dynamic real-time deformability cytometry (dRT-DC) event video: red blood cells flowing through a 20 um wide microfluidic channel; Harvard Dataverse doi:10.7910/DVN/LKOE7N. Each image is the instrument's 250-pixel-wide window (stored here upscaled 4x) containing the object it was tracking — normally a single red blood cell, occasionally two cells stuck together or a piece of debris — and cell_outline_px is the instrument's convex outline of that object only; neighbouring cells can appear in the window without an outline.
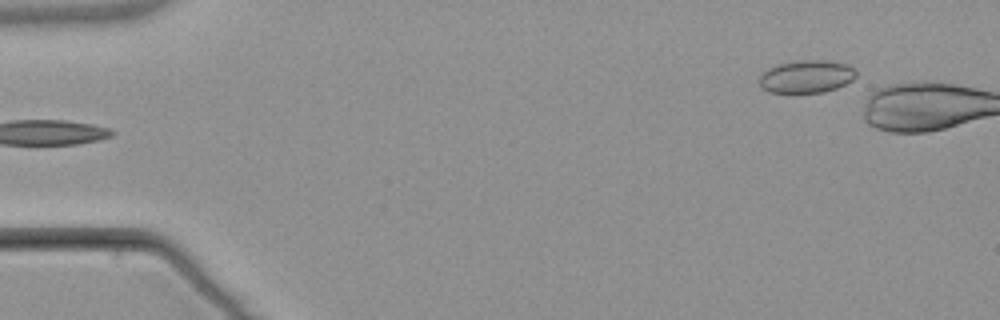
{"species": "common noctule bat (a hibernating species)", "species_latin": "Nyctalus noctula", "temperature_condition": "warm", "stored_images_in_passage": 3, "camera_frame_rate_fps": 3000, "um_per_image_px": 0.085, "animal": {"sex": "male", "body_mass_g": 21.5, "forearm_length_mm": 52.0}, "frame": {"image": 1, "passage_image": 3, "time_ms": 2.333, "image_size_px": [1000, 320], "cell_outline_px": [[856, 76], [852, 80], [836, 88], [824, 92], [768, 92], [760, 88], [760, 76], [768, 68], [776, 64], [800, 60], [828, 60], [848, 64], [856, 72]], "centroid_in_image_um": [68.54, 6.49], "position_along_channel_um": 16.5, "area_um2": 18.44}}